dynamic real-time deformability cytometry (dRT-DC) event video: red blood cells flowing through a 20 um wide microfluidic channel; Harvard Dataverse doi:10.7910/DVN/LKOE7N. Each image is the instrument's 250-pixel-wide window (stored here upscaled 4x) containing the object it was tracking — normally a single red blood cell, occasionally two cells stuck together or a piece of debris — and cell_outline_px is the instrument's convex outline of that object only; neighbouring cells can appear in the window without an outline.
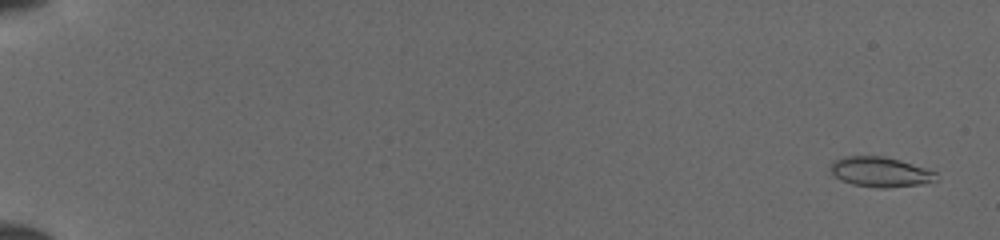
{"species": "common noctule bat (a hibernating species)", "species_latin": "Nyctalus noctula", "temperature_condition": "cold", "stored_images_in_passage": 52, "camera_frame_rate_fps": 3000, "um_per_image_px": 0.085, "animal": {"sex": "female", "body_mass_g": 19.5, "forearm_length_mm": 54.1}, "frame": {"image": 1, "passage_image": 3, "time_ms": 0.667, "image_size_px": [1000, 240], "cell_outline_px": [[940, 180], [920, 184], [884, 188], [880, 188], [852, 184], [840, 180], [828, 168], [832, 160], [844, 156], [884, 156], [900, 160], [936, 172]], "centroid_in_image_um": [74.81, 14.61], "position_along_channel_um": 10.2, "area_um2": 18.55}}
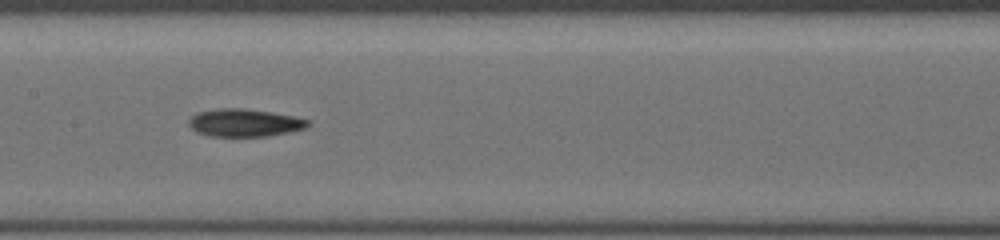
{"frame": {"image": 2, "passage_image": 29, "time_ms": 9.333, "image_size_px": [1000, 240], "cell_outline_px": [[312, 124], [304, 128], [288, 132], [268, 136], [208, 136], [196, 132], [188, 124], [188, 120], [196, 112], [220, 108], [244, 108], [296, 116], [312, 120]], "centroid_in_image_um": [20.8, 10.43], "position_along_channel_um": 186.6, "area_um2": 19.42}}
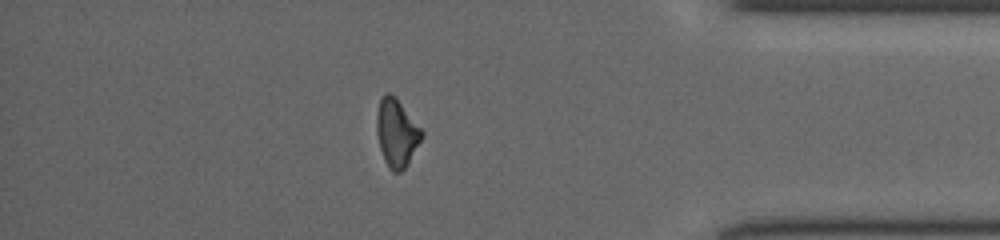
{"frame": {"image": 3, "passage_image": 46, "time_ms": 15.0, "image_size_px": [1000, 240], "cell_outline_px": [[424, 136], [408, 164], [400, 172], [392, 172], [388, 168], [384, 160], [380, 148], [376, 132], [376, 112], [380, 96], [384, 92], [388, 92], [396, 96], [424, 132]], "centroid_in_image_um": [33.7, 11.26], "position_along_channel_um": 401.5, "area_um2": 18.26}}